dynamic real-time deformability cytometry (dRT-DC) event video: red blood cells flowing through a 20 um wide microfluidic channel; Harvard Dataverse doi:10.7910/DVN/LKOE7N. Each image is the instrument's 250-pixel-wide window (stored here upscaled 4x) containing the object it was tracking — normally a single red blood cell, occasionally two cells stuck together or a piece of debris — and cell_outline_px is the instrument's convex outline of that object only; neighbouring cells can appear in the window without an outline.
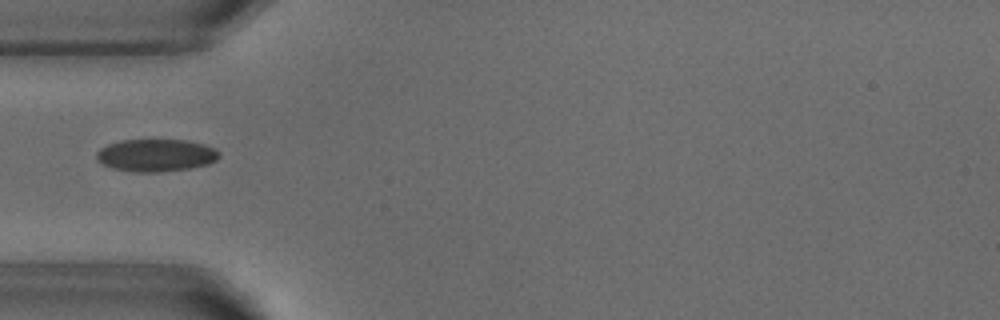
{"species": "common noctule bat (a hibernating species)", "species_latin": "Nyctalus noctula", "temperature_condition": "warm", "stored_images_in_passage": 6, "camera_frame_rate_fps": 3000, "um_per_image_px": 0.085, "animal": {"sex": "male", "body_mass_g": 18.8}, "frame": {"image": 1, "passage_image": 1, "time_ms": 0.0, "image_size_px": [1000, 320], "cell_outline_px": [[220, 156], [216, 160], [208, 164], [188, 168], [160, 172], [136, 172], [112, 168], [96, 160], [96, 152], [100, 148], [108, 144], [120, 140], [188, 140], [204, 144], [216, 148], [220, 152]], "centroid_in_image_um": [13.26, 13.19], "position_along_channel_um": 71.7, "area_um2": 23.29}}